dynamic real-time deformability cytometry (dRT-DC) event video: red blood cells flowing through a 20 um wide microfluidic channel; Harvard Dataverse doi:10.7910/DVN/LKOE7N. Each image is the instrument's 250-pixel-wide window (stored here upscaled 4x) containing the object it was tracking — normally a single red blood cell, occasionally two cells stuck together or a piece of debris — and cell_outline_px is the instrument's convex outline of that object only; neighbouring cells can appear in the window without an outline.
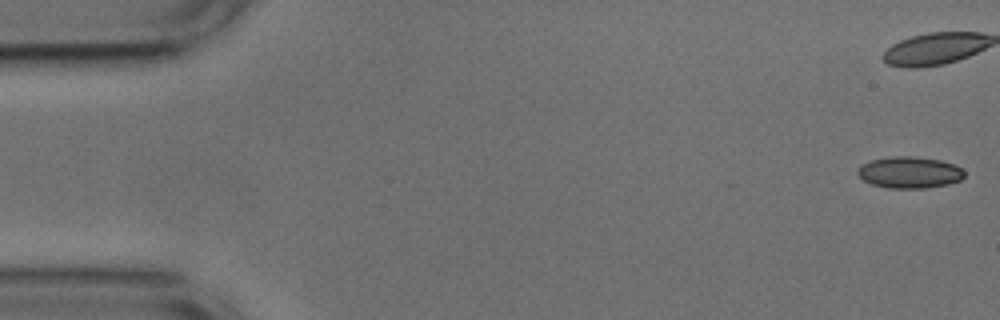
{"species": "common noctule bat (a hibernating species)", "species_latin": "Nyctalus noctula", "temperature_condition": "cold", "stored_images_in_passage": 11, "camera_frame_rate_fps": 3000, "um_per_image_px": 0.085, "animal": {"sex": "male", "body_mass_g": 17.9, "forearm_length_mm": 54.2}, "frame": {"image": 1, "passage_image": 1, "time_ms": 0.0, "image_size_px": [1000, 320], "cell_outline_px": [[964, 176], [960, 180], [948, 184], [924, 188], [888, 188], [872, 184], [864, 180], [856, 172], [864, 164], [872, 160], [892, 156], [912, 156], [940, 160], [952, 164], [960, 168], [964, 172]], "centroid_in_image_um": [77.32, 14.66], "position_along_channel_um": 7.7, "area_um2": 19.31}}